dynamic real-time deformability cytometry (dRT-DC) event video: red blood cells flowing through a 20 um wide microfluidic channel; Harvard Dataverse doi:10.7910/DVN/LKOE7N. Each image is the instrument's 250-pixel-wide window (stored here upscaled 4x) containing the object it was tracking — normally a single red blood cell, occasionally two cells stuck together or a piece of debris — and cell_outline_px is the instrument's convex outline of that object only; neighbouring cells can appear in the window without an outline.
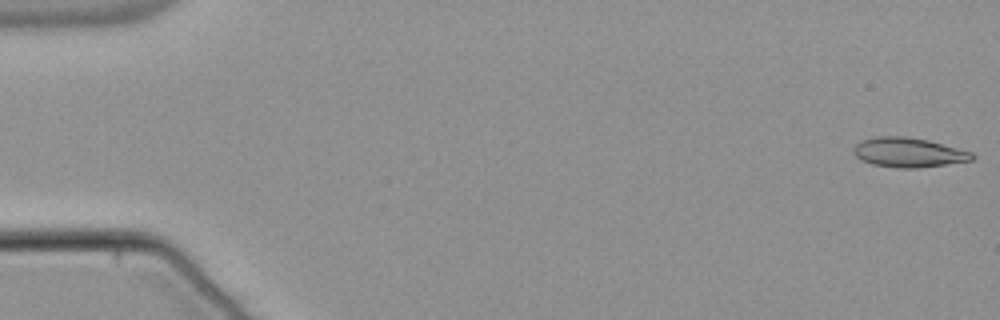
{"species": "common noctule bat (a hibernating species)", "species_latin": "Nyctalus noctula", "temperature_condition": "warm", "stored_images_in_passage": 54, "camera_frame_rate_fps": 3000, "um_per_image_px": 0.085, "animal": {"sex": "male", "body_mass_g": 21.5, "forearm_length_mm": 52.0}, "frame": {"image": 1, "passage_image": 1, "time_ms": 0.0, "image_size_px": [1000, 320], "cell_outline_px": [[976, 156], [972, 160], [916, 168], [896, 168], [872, 164], [860, 160], [852, 152], [852, 148], [860, 140], [876, 136], [904, 136], [928, 140], [972, 152]], "centroid_in_image_um": [77.16, 12.95], "position_along_channel_um": 7.8, "area_um2": 20.46}}
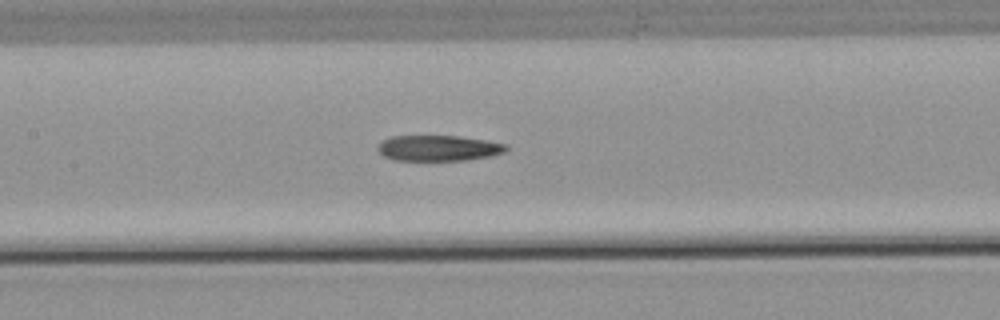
{"frame": {"image": 2, "passage_image": 26, "time_ms": 8.333, "image_size_px": [1000, 320], "cell_outline_px": [[508, 148], [504, 152], [492, 156], [464, 160], [392, 160], [384, 156], [376, 148], [384, 140], [392, 136], [460, 136], [508, 144]], "centroid_in_image_um": [37.29, 12.59], "position_along_channel_um": 170.1, "area_um2": 19.13}}
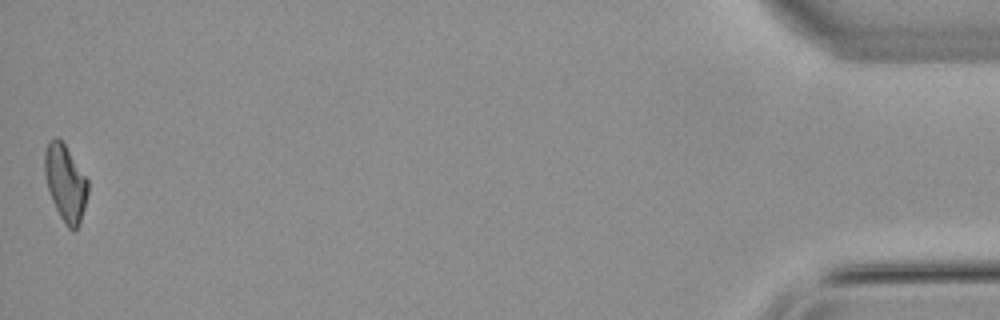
{"frame": {"image": 3, "passage_image": 54, "time_ms": 17.667, "image_size_px": [1000, 320], "cell_outline_px": [[88, 192], [80, 224], [72, 232], [64, 224], [52, 200], [48, 188], [44, 172], [44, 152], [48, 140], [56, 136], [64, 144], [88, 180]], "centroid_in_image_um": [5.55, 15.55], "position_along_channel_um": 429.7, "area_um2": 19.19}, "authors_computed_cell_mechanics": {"area_um2": 20.2011, "velocity_mm_per_s": 3.8152, "shape_relaxation_time_tau1_ms": 10.2968, "shape_relaxation_time_tau2_ms": 5.8076, "deformation_change_tau1": 0.2573, "deformation_change_tau2": 0.1703}}